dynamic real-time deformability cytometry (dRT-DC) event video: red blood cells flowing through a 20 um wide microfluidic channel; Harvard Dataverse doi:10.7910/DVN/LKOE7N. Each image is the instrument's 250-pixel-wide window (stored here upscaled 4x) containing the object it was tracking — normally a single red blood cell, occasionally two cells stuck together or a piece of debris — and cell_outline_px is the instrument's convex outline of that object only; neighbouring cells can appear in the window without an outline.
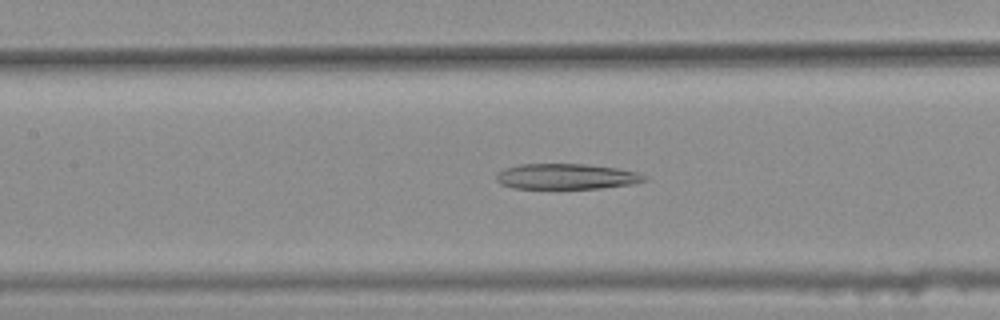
{"species": "common noctule bat (a hibernating species)", "species_latin": "Nyctalus noctula", "temperature_condition": "warm", "stored_images_in_passage": 45, "camera_frame_rate_fps": 3000, "um_per_image_px": 0.085, "animal": {"sex": "female", "body_mass_g": 25.1}, "frame": {"image": 1, "passage_image": 24, "time_ms": 7.667, "image_size_px": [1000, 320], "cell_outline_px": [[648, 180], [632, 184], [600, 188], [512, 188], [500, 184], [496, 180], [496, 172], [504, 168], [520, 164], [584, 164], [616, 168], [636, 172], [648, 176]], "centroid_in_image_um": [48.12, 15.0], "position_along_channel_um": 159.3, "area_um2": 22.08}}
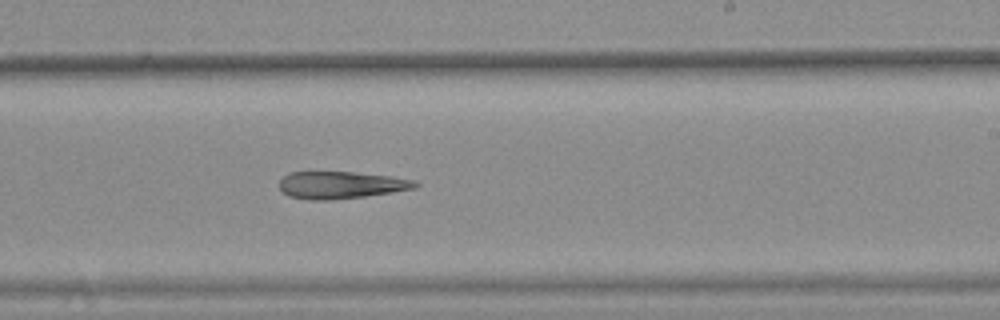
{"frame": {"image": 2, "passage_image": 32, "time_ms": 10.333, "image_size_px": [1000, 320], "cell_outline_px": [[420, 184], [416, 188], [392, 192], [364, 196], [328, 200], [308, 200], [288, 196], [280, 188], [280, 180], [288, 172], [352, 172], [388, 176], [416, 180]], "centroid_in_image_um": [28.98, 15.73], "position_along_channel_um": 260.0, "area_um2": 21.44}}
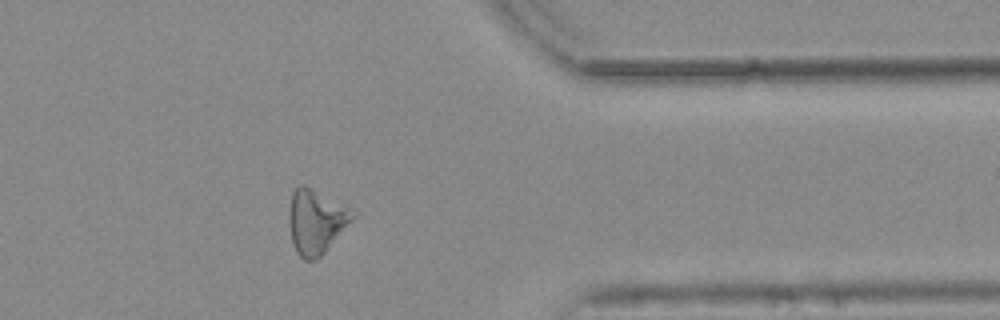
{"frame": {"image": 3, "passage_image": 43, "time_ms": 14.0, "image_size_px": [1000, 320], "cell_outline_px": [[356, 216], [324, 252], [316, 260], [304, 260], [296, 252], [292, 240], [288, 220], [288, 212], [292, 192], [300, 184], [304, 184], [312, 188], [356, 212]], "centroid_in_image_um": [26.83, 18.82], "position_along_channel_um": 384.6, "area_um2": 23.64}}